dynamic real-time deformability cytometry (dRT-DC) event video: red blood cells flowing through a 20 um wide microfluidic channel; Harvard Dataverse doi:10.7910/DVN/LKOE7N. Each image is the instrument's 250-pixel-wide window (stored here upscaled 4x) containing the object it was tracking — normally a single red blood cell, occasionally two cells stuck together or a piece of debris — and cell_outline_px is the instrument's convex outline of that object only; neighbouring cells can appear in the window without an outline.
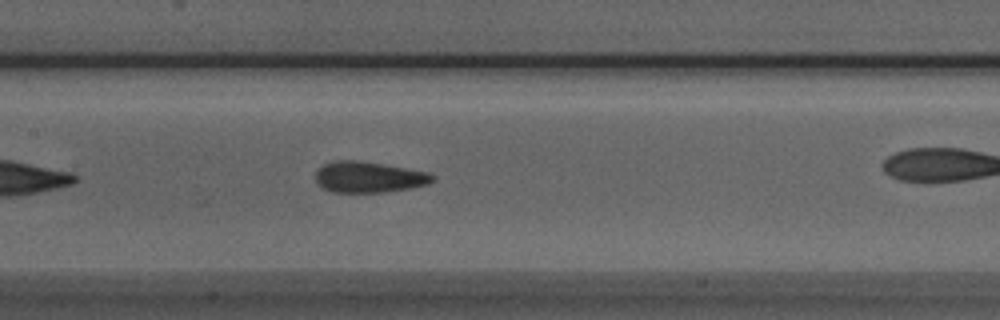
{"species": "Egyptian fruit bat (a non-hibernating species)", "species_latin": "Rousettus aegyptiacus", "temperature_condition": "room temperature", "stored_images_in_passage": 29, "camera_frame_rate_fps": 3000, "um_per_image_px": 0.085, "animal": {"sex": "male"}, "frame": {"image": 1, "passage_image": 12, "time_ms": 3.667, "image_size_px": [1000, 320], "cell_outline_px": [[436, 180], [428, 184], [408, 188], [384, 192], [332, 192], [320, 188], [316, 184], [316, 172], [324, 164], [332, 160], [356, 160], [384, 164], [428, 172], [436, 176]], "centroid_in_image_um": [31.33, 15.05], "position_along_channel_um": 176.1, "area_um2": 21.27}}
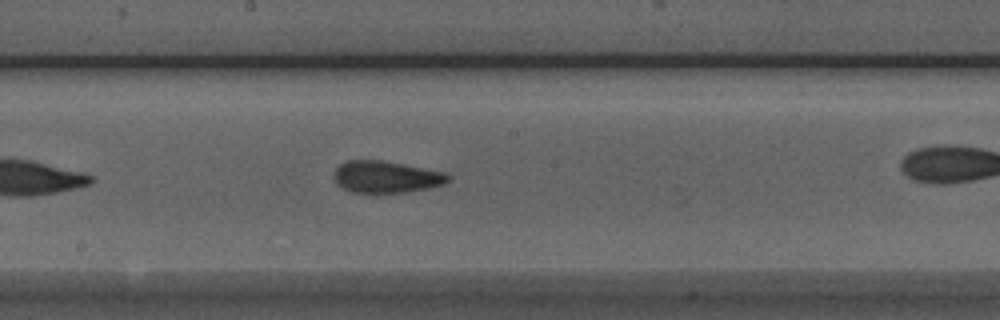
{"frame": {"image": 2, "passage_image": 15, "time_ms": 4.667, "image_size_px": [1000, 320], "cell_outline_px": [[452, 176], [444, 184], [428, 188], [408, 192], [352, 192], [336, 184], [332, 176], [336, 168], [340, 164], [348, 160], [380, 160], [444, 172]], "centroid_in_image_um": [32.79, 15.03], "position_along_channel_um": 215.4, "area_um2": 21.04}, "authors_computed_cell_mechanics": {"area_um2": 20.8658, "velocity_mm_per_s": 3.9505, "shape_relaxation_time_tau1_ms": null, "shape_relaxation_time_tau2_ms": 1.6881, "deformation_change_tau1": null, "deformation_change_tau2": 0.069}}